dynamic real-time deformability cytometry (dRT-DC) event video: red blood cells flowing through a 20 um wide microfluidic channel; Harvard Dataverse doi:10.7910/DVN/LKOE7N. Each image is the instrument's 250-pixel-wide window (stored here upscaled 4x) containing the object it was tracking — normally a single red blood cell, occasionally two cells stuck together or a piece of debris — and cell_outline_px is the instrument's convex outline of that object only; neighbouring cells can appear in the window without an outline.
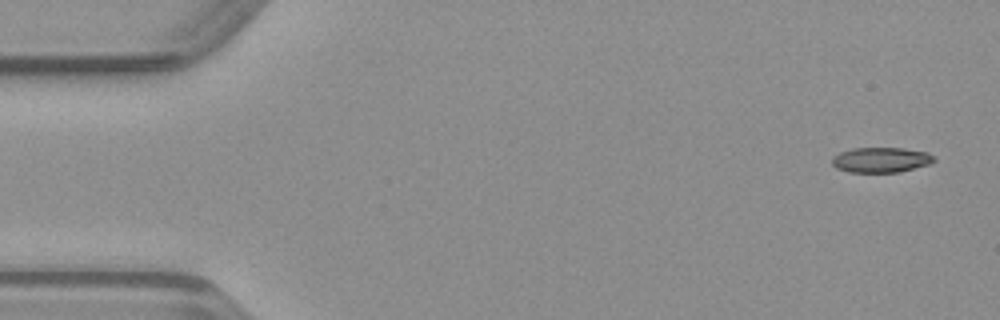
{"species": "common noctule bat (a hibernating species)", "species_latin": "Nyctalus noctula", "temperature_condition": "warm", "stored_images_in_passage": 49, "camera_frame_rate_fps": 3000, "um_per_image_px": 0.085, "animal": {"sex": "male", "body_mass_g": 23.1, "forearm_length_mm": 52.7}, "frame": {"image": 1, "passage_image": 2, "time_ms": 0.333, "image_size_px": [1000, 320], "cell_outline_px": [[936, 160], [928, 164], [900, 172], [848, 172], [836, 168], [832, 164], [832, 156], [840, 152], [852, 148], [904, 148], [928, 152], [936, 156]], "centroid_in_image_um": [74.89, 13.58], "position_along_channel_um": 10.1, "area_um2": 15.09}}
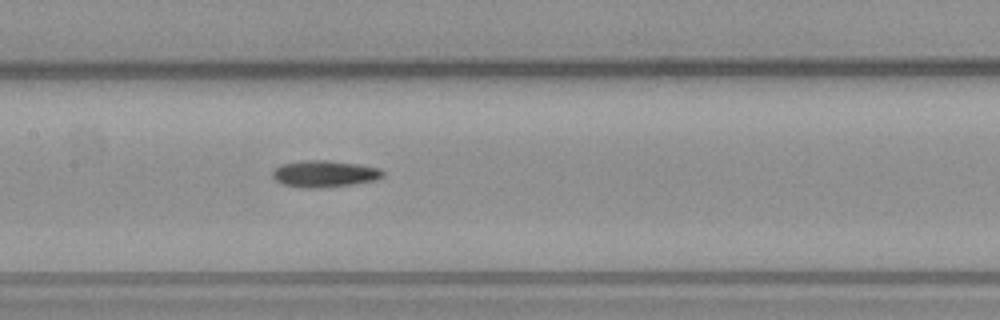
{"frame": {"image": 2, "passage_image": 23, "time_ms": 7.333, "image_size_px": [1000, 320], "cell_outline_px": [[384, 176], [376, 180], [352, 184], [324, 188], [300, 188], [284, 184], [276, 180], [272, 176], [272, 172], [280, 164], [308, 160], [328, 160], [356, 164], [380, 168], [384, 172]], "centroid_in_image_um": [27.58, 14.78], "position_along_channel_um": 179.8, "area_um2": 17.17}}
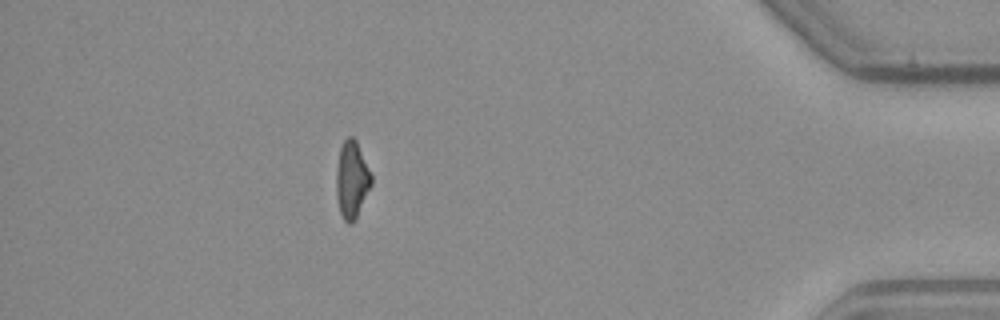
{"frame": {"image": 3, "passage_image": 43, "time_ms": 14.0, "image_size_px": [1000, 320], "cell_outline_px": [[372, 184], [352, 224], [348, 224], [344, 220], [340, 212], [336, 196], [336, 168], [340, 148], [344, 140], [348, 136], [352, 136], [356, 140], [372, 176]], "centroid_in_image_um": [29.89, 15.26], "position_along_channel_um": 405.3, "area_um2": 15.61}}